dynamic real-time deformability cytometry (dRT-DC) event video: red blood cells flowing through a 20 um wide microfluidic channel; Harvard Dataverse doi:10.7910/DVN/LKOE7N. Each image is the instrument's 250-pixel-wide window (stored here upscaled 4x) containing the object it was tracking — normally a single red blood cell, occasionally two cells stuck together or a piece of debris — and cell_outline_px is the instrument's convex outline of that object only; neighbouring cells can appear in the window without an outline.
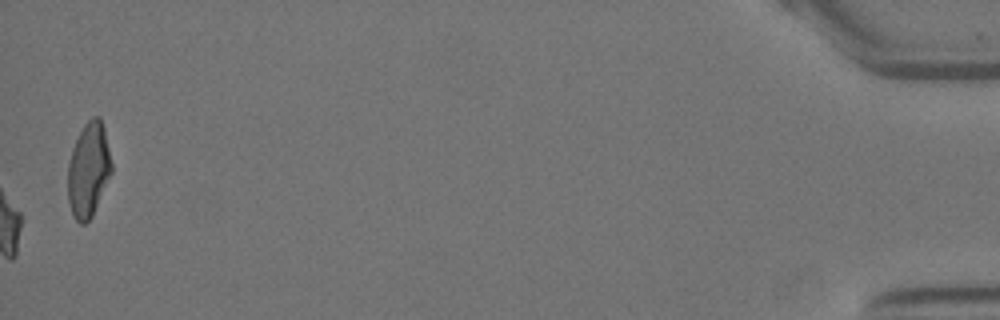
{"species": "Egyptian fruit bat (a non-hibernating species)", "species_latin": "Rousettus aegyptiacus", "temperature_condition": "warm", "stored_images_in_passage": 57, "camera_frame_rate_fps": 3000, "um_per_image_px": 0.085, "animal": {"sex": "female"}, "frame": {"image": 1, "passage_image": 57, "time_ms": 18.667, "image_size_px": [1000, 320], "cell_outline_px": [[112, 172], [92, 216], [84, 224], [80, 224], [76, 220], [72, 212], [68, 200], [68, 164], [72, 148], [84, 124], [92, 116], [100, 116], [104, 128], [112, 164]], "centroid_in_image_um": [7.52, 14.42], "position_along_channel_um": 427.7, "area_um2": 23.93}, "authors_computed_cell_mechanics": {"area_um2": 17.3978, "velocity_mm_per_s": 3.5201, "shape_relaxation_time_tau1_ms": null, "shape_relaxation_time_tau2_ms": 5.3147, "deformation_change_tau1": null, "deformation_change_tau2": 0.1609}}